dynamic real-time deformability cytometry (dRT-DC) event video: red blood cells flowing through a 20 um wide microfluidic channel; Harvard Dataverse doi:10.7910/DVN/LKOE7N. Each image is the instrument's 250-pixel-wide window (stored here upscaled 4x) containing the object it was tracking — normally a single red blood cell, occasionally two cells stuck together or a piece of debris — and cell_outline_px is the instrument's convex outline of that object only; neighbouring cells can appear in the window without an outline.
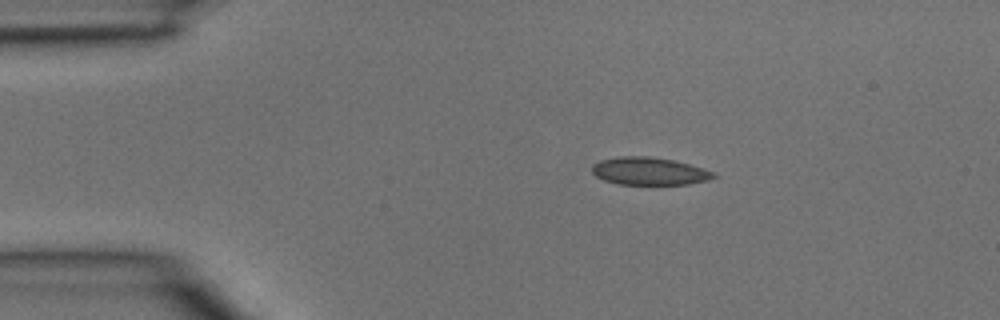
{"species": "common noctule bat (a hibernating species)", "species_latin": "Nyctalus noctula", "temperature_condition": "room temperature", "stored_images_in_passage": 2, "camera_frame_rate_fps": 3000, "um_per_image_px": 0.085, "animal": {"sex": "male", "body_mass_g": 15.6}, "frame": {"image": 1, "passage_image": 1, "time_ms": 0.0, "image_size_px": [1000, 320], "cell_outline_px": [[716, 176], [708, 180], [688, 184], [620, 184], [604, 180], [596, 176], [592, 172], [592, 164], [600, 160], [620, 156], [648, 156], [672, 160], [704, 168], [716, 172]], "centroid_in_image_um": [55.19, 14.54], "position_along_channel_um": 29.8, "area_um2": 19.54}}